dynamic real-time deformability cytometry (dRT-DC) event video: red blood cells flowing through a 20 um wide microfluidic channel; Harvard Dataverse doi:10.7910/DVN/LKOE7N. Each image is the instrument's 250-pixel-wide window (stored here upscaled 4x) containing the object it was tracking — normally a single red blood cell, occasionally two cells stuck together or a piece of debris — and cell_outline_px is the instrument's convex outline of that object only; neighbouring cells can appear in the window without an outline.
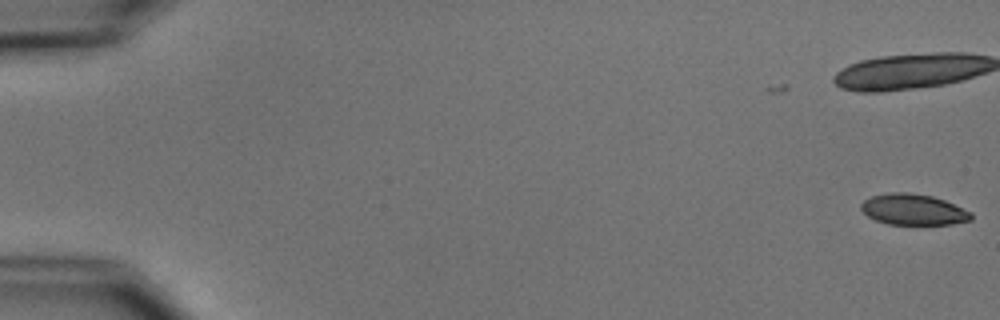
{"species": "common noctule bat (a hibernating species)", "species_latin": "Nyctalus noctula", "temperature_condition": "cold", "stored_images_in_passage": 2, "camera_frame_rate_fps": 3000, "um_per_image_px": 0.085, "animal": {"sex": "male", "body_mass_g": 15.6}, "frame": {"image": 1, "passage_image": 2, "time_ms": 1.0, "image_size_px": [1000, 320], "cell_outline_px": [[972, 220], [952, 224], [888, 224], [876, 220], [868, 216], [860, 208], [860, 204], [864, 200], [872, 196], [888, 192], [908, 192], [932, 196], [944, 200], [972, 212]], "centroid_in_image_um": [77.63, 17.8], "position_along_channel_um": 7.4, "area_um2": 19.83}}